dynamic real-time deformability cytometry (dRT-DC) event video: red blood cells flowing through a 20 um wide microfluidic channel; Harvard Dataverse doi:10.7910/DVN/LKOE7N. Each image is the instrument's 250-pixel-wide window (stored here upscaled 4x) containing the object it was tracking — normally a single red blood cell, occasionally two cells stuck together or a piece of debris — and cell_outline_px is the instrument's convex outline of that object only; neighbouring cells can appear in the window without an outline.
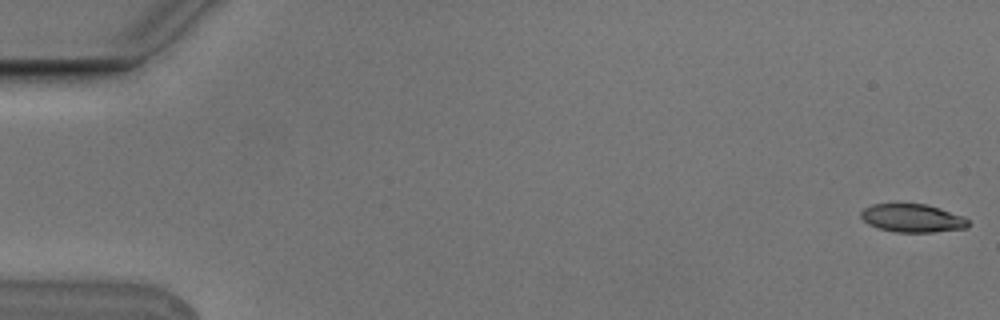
{"species": "Egyptian fruit bat (a non-hibernating species)", "species_latin": "Rousettus aegyptiacus", "temperature_condition": "cold", "stored_images_in_passage": 6, "camera_frame_rate_fps": 3000, "um_per_image_px": 0.085, "animal": {"sex": "male"}, "frame": {"image": 1, "passage_image": 1, "time_ms": 0.0, "image_size_px": [1000, 320], "cell_outline_px": [[968, 228], [932, 232], [896, 232], [880, 228], [868, 224], [860, 216], [860, 212], [864, 208], [872, 204], [896, 200], [924, 204], [940, 208], [964, 216], [968, 220]], "centroid_in_image_um": [77.51, 18.49], "position_along_channel_um": 7.5, "area_um2": 18.32}}